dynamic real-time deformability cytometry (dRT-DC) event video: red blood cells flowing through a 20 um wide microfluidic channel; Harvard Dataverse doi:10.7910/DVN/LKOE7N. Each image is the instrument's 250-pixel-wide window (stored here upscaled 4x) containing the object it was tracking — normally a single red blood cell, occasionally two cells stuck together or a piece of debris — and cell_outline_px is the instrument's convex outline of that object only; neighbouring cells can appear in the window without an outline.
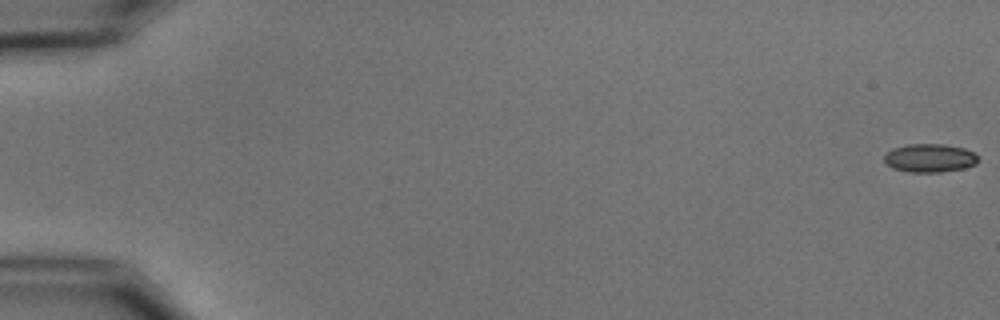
{"species": "common noctule bat (a hibernating species)", "species_latin": "Nyctalus noctula", "temperature_condition": "cold", "stored_images_in_passage": 3, "camera_frame_rate_fps": 3000, "um_per_image_px": 0.085, "animal": {"sex": "male", "body_mass_g": 15.6}, "frame": {"image": 1, "passage_image": 1, "time_ms": 0.0, "image_size_px": [1000, 320], "cell_outline_px": [[976, 164], [964, 168], [940, 172], [908, 172], [892, 168], [884, 160], [884, 156], [892, 148], [908, 144], [944, 144], [964, 148], [972, 152], [976, 156]], "centroid_in_image_um": [79.0, 13.43], "position_along_channel_um": 6.0, "area_um2": 15.43}}